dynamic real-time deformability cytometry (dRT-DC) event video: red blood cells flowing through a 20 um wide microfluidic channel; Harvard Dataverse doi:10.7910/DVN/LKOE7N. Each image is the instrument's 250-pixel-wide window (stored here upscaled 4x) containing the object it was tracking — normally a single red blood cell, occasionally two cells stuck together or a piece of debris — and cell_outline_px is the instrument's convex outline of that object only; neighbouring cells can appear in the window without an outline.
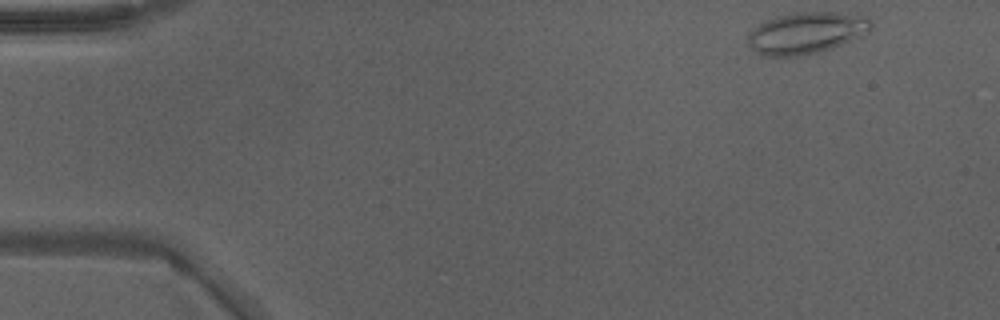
{"species": "Egyptian fruit bat (a non-hibernating species)", "species_latin": "Rousettus aegyptiacus", "temperature_condition": "warm", "stored_images_in_passage": 45, "camera_frame_rate_fps": 3000, "um_per_image_px": 0.085, "animal": {"sex": "male"}, "frame": {"image": 1, "passage_image": 1, "time_ms": 0.0, "image_size_px": [1000, 320], "cell_outline_px": [[872, 28], [864, 36], [832, 48], [816, 52], [796, 56], [764, 56], [756, 52], [748, 44], [748, 36], [760, 24], [776, 16], [800, 12], [836, 12], [868, 16], [872, 20]], "centroid_in_image_um": [68.61, 2.79], "position_along_channel_um": 16.4, "area_um2": 29.77}}
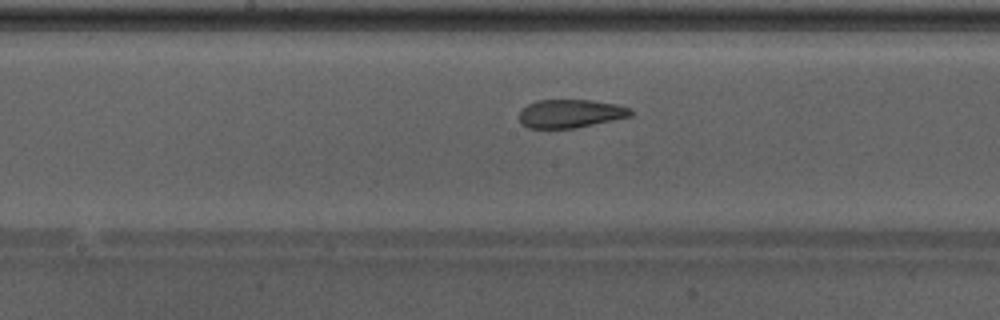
{"frame": {"image": 2, "passage_image": 22, "time_ms": 7.0, "image_size_px": [1000, 320], "cell_outline_px": [[632, 116], [572, 128], [528, 128], [520, 124], [520, 112], [528, 104], [536, 100], [588, 100], [616, 104], [632, 108]], "centroid_in_image_um": [48.48, 9.65], "position_along_channel_um": 199.7, "area_um2": 18.26}}
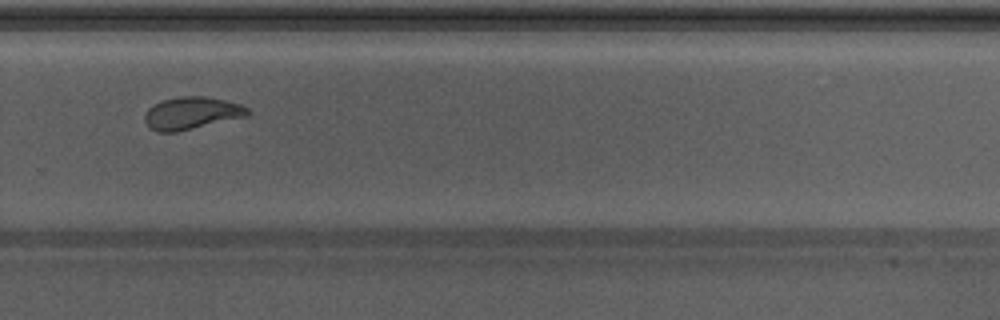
{"frame": {"image": 3, "passage_image": 30, "time_ms": 9.667, "image_size_px": [1000, 320], "cell_outline_px": [[248, 116], [176, 132], [156, 132], [148, 128], [144, 120], [144, 112], [152, 104], [164, 100], [180, 96], [204, 96], [224, 100], [240, 104], [248, 108]], "centroid_in_image_um": [16.23, 9.62], "position_along_channel_um": 313.6, "area_um2": 19.54}, "authors_computed_cell_mechanics": {"area_um2": 20.8658, "velocity_mm_per_s": 4.284, "shape_relaxation_time_tau1_ms": null, "shape_relaxation_time_tau2_ms": 0.8089, "deformation_change_tau1": null, "deformation_change_tau2": 0.0635}}